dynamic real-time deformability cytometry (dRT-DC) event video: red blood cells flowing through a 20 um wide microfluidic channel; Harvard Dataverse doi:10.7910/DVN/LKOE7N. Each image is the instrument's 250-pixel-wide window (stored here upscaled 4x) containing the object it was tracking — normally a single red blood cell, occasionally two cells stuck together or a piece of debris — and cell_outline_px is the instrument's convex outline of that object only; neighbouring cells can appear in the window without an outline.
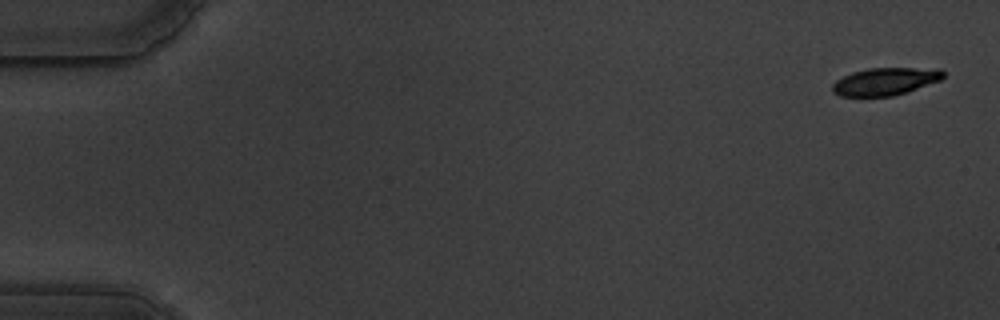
{"species": "common noctule bat (a hibernating species)", "species_latin": "Nyctalus noctula", "temperature_condition": "warm", "stored_images_in_passage": 14, "camera_frame_rate_fps": 3000, "um_per_image_px": 0.085, "animal": {"sex": "male", "body_mass_g": 19.5, "forearm_length_mm": 54.6}, "frame": {"image": 1, "passage_image": 1, "time_ms": 0.0, "image_size_px": [1000, 320], "cell_outline_px": [[944, 76], [940, 80], [908, 92], [892, 96], [840, 96], [832, 92], [832, 84], [836, 80], [852, 72], [868, 68], [940, 68], [944, 72]], "centroid_in_image_um": [75.25, 6.92], "position_along_channel_um": 9.7, "area_um2": 17.86}}